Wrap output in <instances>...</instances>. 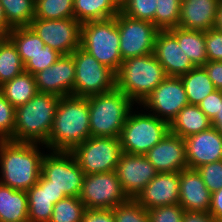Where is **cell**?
I'll return each instance as SVG.
<instances>
[{"instance_id":"7dc6e473","label":"cell","mask_w":222,"mask_h":222,"mask_svg":"<svg viewBox=\"0 0 222 222\" xmlns=\"http://www.w3.org/2000/svg\"><path fill=\"white\" fill-rule=\"evenodd\" d=\"M182 222H217L210 213L185 211Z\"/></svg>"},{"instance_id":"7a4b0ae2","label":"cell","mask_w":222,"mask_h":222,"mask_svg":"<svg viewBox=\"0 0 222 222\" xmlns=\"http://www.w3.org/2000/svg\"><path fill=\"white\" fill-rule=\"evenodd\" d=\"M38 143L0 140V183L27 191L38 182L43 153Z\"/></svg>"},{"instance_id":"f1b7e54d","label":"cell","mask_w":222,"mask_h":222,"mask_svg":"<svg viewBox=\"0 0 222 222\" xmlns=\"http://www.w3.org/2000/svg\"><path fill=\"white\" fill-rule=\"evenodd\" d=\"M180 78L191 105H199L204 98L217 90L203 66L194 67Z\"/></svg>"},{"instance_id":"1f68e13d","label":"cell","mask_w":222,"mask_h":222,"mask_svg":"<svg viewBox=\"0 0 222 222\" xmlns=\"http://www.w3.org/2000/svg\"><path fill=\"white\" fill-rule=\"evenodd\" d=\"M8 37L15 44L24 65L34 55L39 53L45 45L40 37L29 26L12 28Z\"/></svg>"},{"instance_id":"74e56055","label":"cell","mask_w":222,"mask_h":222,"mask_svg":"<svg viewBox=\"0 0 222 222\" xmlns=\"http://www.w3.org/2000/svg\"><path fill=\"white\" fill-rule=\"evenodd\" d=\"M61 56V53L45 44L44 48L24 65V70L35 75L39 71L51 67Z\"/></svg>"},{"instance_id":"484cf974","label":"cell","mask_w":222,"mask_h":222,"mask_svg":"<svg viewBox=\"0 0 222 222\" xmlns=\"http://www.w3.org/2000/svg\"><path fill=\"white\" fill-rule=\"evenodd\" d=\"M74 18L81 24L106 20L121 11V0H73Z\"/></svg>"},{"instance_id":"d6a6232c","label":"cell","mask_w":222,"mask_h":222,"mask_svg":"<svg viewBox=\"0 0 222 222\" xmlns=\"http://www.w3.org/2000/svg\"><path fill=\"white\" fill-rule=\"evenodd\" d=\"M34 18L44 20L74 18L73 0H36Z\"/></svg>"},{"instance_id":"4316f807","label":"cell","mask_w":222,"mask_h":222,"mask_svg":"<svg viewBox=\"0 0 222 222\" xmlns=\"http://www.w3.org/2000/svg\"><path fill=\"white\" fill-rule=\"evenodd\" d=\"M169 31L177 38L179 46H182L183 51L195 67L203 66L208 61L205 31L187 30L181 27L171 28Z\"/></svg>"},{"instance_id":"83f0119b","label":"cell","mask_w":222,"mask_h":222,"mask_svg":"<svg viewBox=\"0 0 222 222\" xmlns=\"http://www.w3.org/2000/svg\"><path fill=\"white\" fill-rule=\"evenodd\" d=\"M0 93L17 108L27 103L38 93L35 76L24 71L12 80L2 84Z\"/></svg>"},{"instance_id":"cb8c5ba5","label":"cell","mask_w":222,"mask_h":222,"mask_svg":"<svg viewBox=\"0 0 222 222\" xmlns=\"http://www.w3.org/2000/svg\"><path fill=\"white\" fill-rule=\"evenodd\" d=\"M212 127L211 120L198 107L188 104L183 107L169 124L170 133L183 139L208 130Z\"/></svg>"},{"instance_id":"8d00e7d4","label":"cell","mask_w":222,"mask_h":222,"mask_svg":"<svg viewBox=\"0 0 222 222\" xmlns=\"http://www.w3.org/2000/svg\"><path fill=\"white\" fill-rule=\"evenodd\" d=\"M112 210L115 222H150L148 211L135 199L129 198Z\"/></svg>"},{"instance_id":"f546056e","label":"cell","mask_w":222,"mask_h":222,"mask_svg":"<svg viewBox=\"0 0 222 222\" xmlns=\"http://www.w3.org/2000/svg\"><path fill=\"white\" fill-rule=\"evenodd\" d=\"M15 44L7 36L0 41V86L24 72Z\"/></svg>"},{"instance_id":"e575fe53","label":"cell","mask_w":222,"mask_h":222,"mask_svg":"<svg viewBox=\"0 0 222 222\" xmlns=\"http://www.w3.org/2000/svg\"><path fill=\"white\" fill-rule=\"evenodd\" d=\"M156 5L155 26L159 30L178 27L181 0H157Z\"/></svg>"},{"instance_id":"d4e9b609","label":"cell","mask_w":222,"mask_h":222,"mask_svg":"<svg viewBox=\"0 0 222 222\" xmlns=\"http://www.w3.org/2000/svg\"><path fill=\"white\" fill-rule=\"evenodd\" d=\"M0 222H29L26 191L0 183Z\"/></svg>"},{"instance_id":"7402d4cb","label":"cell","mask_w":222,"mask_h":222,"mask_svg":"<svg viewBox=\"0 0 222 222\" xmlns=\"http://www.w3.org/2000/svg\"><path fill=\"white\" fill-rule=\"evenodd\" d=\"M28 200V221L49 222L54 205L66 196L50 185L42 174L38 182L26 191Z\"/></svg>"},{"instance_id":"bcb514c9","label":"cell","mask_w":222,"mask_h":222,"mask_svg":"<svg viewBox=\"0 0 222 222\" xmlns=\"http://www.w3.org/2000/svg\"><path fill=\"white\" fill-rule=\"evenodd\" d=\"M209 213L217 222H222V188L212 193Z\"/></svg>"},{"instance_id":"52a82bcc","label":"cell","mask_w":222,"mask_h":222,"mask_svg":"<svg viewBox=\"0 0 222 222\" xmlns=\"http://www.w3.org/2000/svg\"><path fill=\"white\" fill-rule=\"evenodd\" d=\"M170 132L169 123L150 113L130 111L119 136L122 151L145 155Z\"/></svg>"},{"instance_id":"3957f363","label":"cell","mask_w":222,"mask_h":222,"mask_svg":"<svg viewBox=\"0 0 222 222\" xmlns=\"http://www.w3.org/2000/svg\"><path fill=\"white\" fill-rule=\"evenodd\" d=\"M59 96L38 92L15 110L14 134L11 141L44 145L51 133Z\"/></svg>"},{"instance_id":"2e32d148","label":"cell","mask_w":222,"mask_h":222,"mask_svg":"<svg viewBox=\"0 0 222 222\" xmlns=\"http://www.w3.org/2000/svg\"><path fill=\"white\" fill-rule=\"evenodd\" d=\"M38 92L56 96H74L75 63L73 56L62 55L51 67L35 75Z\"/></svg>"},{"instance_id":"6da1fadb","label":"cell","mask_w":222,"mask_h":222,"mask_svg":"<svg viewBox=\"0 0 222 222\" xmlns=\"http://www.w3.org/2000/svg\"><path fill=\"white\" fill-rule=\"evenodd\" d=\"M89 118L87 97H61L45 147L50 151L71 152L91 136Z\"/></svg>"},{"instance_id":"b9f144b4","label":"cell","mask_w":222,"mask_h":222,"mask_svg":"<svg viewBox=\"0 0 222 222\" xmlns=\"http://www.w3.org/2000/svg\"><path fill=\"white\" fill-rule=\"evenodd\" d=\"M205 48L208 61H222V32L215 28L205 31Z\"/></svg>"},{"instance_id":"60d3db41","label":"cell","mask_w":222,"mask_h":222,"mask_svg":"<svg viewBox=\"0 0 222 222\" xmlns=\"http://www.w3.org/2000/svg\"><path fill=\"white\" fill-rule=\"evenodd\" d=\"M147 211L150 222H182L185 212L180 204L160 206Z\"/></svg>"},{"instance_id":"ac0fdd59","label":"cell","mask_w":222,"mask_h":222,"mask_svg":"<svg viewBox=\"0 0 222 222\" xmlns=\"http://www.w3.org/2000/svg\"><path fill=\"white\" fill-rule=\"evenodd\" d=\"M153 53L169 77H181L195 67L169 30L158 31Z\"/></svg>"},{"instance_id":"30bf717a","label":"cell","mask_w":222,"mask_h":222,"mask_svg":"<svg viewBox=\"0 0 222 222\" xmlns=\"http://www.w3.org/2000/svg\"><path fill=\"white\" fill-rule=\"evenodd\" d=\"M41 174L66 197H79L85 174L71 152L44 153Z\"/></svg>"},{"instance_id":"8992f818","label":"cell","mask_w":222,"mask_h":222,"mask_svg":"<svg viewBox=\"0 0 222 222\" xmlns=\"http://www.w3.org/2000/svg\"><path fill=\"white\" fill-rule=\"evenodd\" d=\"M120 35L116 16L81 24L80 47L117 73L121 67Z\"/></svg>"},{"instance_id":"ee69618b","label":"cell","mask_w":222,"mask_h":222,"mask_svg":"<svg viewBox=\"0 0 222 222\" xmlns=\"http://www.w3.org/2000/svg\"><path fill=\"white\" fill-rule=\"evenodd\" d=\"M81 222H115L112 209H86Z\"/></svg>"},{"instance_id":"9c48e42d","label":"cell","mask_w":222,"mask_h":222,"mask_svg":"<svg viewBox=\"0 0 222 222\" xmlns=\"http://www.w3.org/2000/svg\"><path fill=\"white\" fill-rule=\"evenodd\" d=\"M84 174L115 171L122 151L116 137L90 136L71 151Z\"/></svg>"},{"instance_id":"ba28073f","label":"cell","mask_w":222,"mask_h":222,"mask_svg":"<svg viewBox=\"0 0 222 222\" xmlns=\"http://www.w3.org/2000/svg\"><path fill=\"white\" fill-rule=\"evenodd\" d=\"M71 55L75 63L74 96L89 97L116 88V73L78 47Z\"/></svg>"},{"instance_id":"f6af8a7d","label":"cell","mask_w":222,"mask_h":222,"mask_svg":"<svg viewBox=\"0 0 222 222\" xmlns=\"http://www.w3.org/2000/svg\"><path fill=\"white\" fill-rule=\"evenodd\" d=\"M203 67L216 89L222 90V61H207Z\"/></svg>"},{"instance_id":"7bdbcfd3","label":"cell","mask_w":222,"mask_h":222,"mask_svg":"<svg viewBox=\"0 0 222 222\" xmlns=\"http://www.w3.org/2000/svg\"><path fill=\"white\" fill-rule=\"evenodd\" d=\"M220 102H222V90H215L204 98L198 107L212 120L218 114Z\"/></svg>"},{"instance_id":"4fadbf2b","label":"cell","mask_w":222,"mask_h":222,"mask_svg":"<svg viewBox=\"0 0 222 222\" xmlns=\"http://www.w3.org/2000/svg\"><path fill=\"white\" fill-rule=\"evenodd\" d=\"M29 27L46 45L62 55H70L80 47L81 23L75 18L50 20L34 18Z\"/></svg>"},{"instance_id":"836d02e7","label":"cell","mask_w":222,"mask_h":222,"mask_svg":"<svg viewBox=\"0 0 222 222\" xmlns=\"http://www.w3.org/2000/svg\"><path fill=\"white\" fill-rule=\"evenodd\" d=\"M85 211L79 197H66L54 205L49 222H81Z\"/></svg>"},{"instance_id":"ab89813d","label":"cell","mask_w":222,"mask_h":222,"mask_svg":"<svg viewBox=\"0 0 222 222\" xmlns=\"http://www.w3.org/2000/svg\"><path fill=\"white\" fill-rule=\"evenodd\" d=\"M196 170L211 193L222 188V160L201 165Z\"/></svg>"},{"instance_id":"f907efd6","label":"cell","mask_w":222,"mask_h":222,"mask_svg":"<svg viewBox=\"0 0 222 222\" xmlns=\"http://www.w3.org/2000/svg\"><path fill=\"white\" fill-rule=\"evenodd\" d=\"M214 28L222 32V0L220 1L219 8L217 11L216 23Z\"/></svg>"},{"instance_id":"d590c367","label":"cell","mask_w":222,"mask_h":222,"mask_svg":"<svg viewBox=\"0 0 222 222\" xmlns=\"http://www.w3.org/2000/svg\"><path fill=\"white\" fill-rule=\"evenodd\" d=\"M157 0H121V12L131 18L150 21L155 25Z\"/></svg>"},{"instance_id":"ffe728a7","label":"cell","mask_w":222,"mask_h":222,"mask_svg":"<svg viewBox=\"0 0 222 222\" xmlns=\"http://www.w3.org/2000/svg\"><path fill=\"white\" fill-rule=\"evenodd\" d=\"M189 169L222 160V134L214 127L184 139Z\"/></svg>"},{"instance_id":"681fc988","label":"cell","mask_w":222,"mask_h":222,"mask_svg":"<svg viewBox=\"0 0 222 222\" xmlns=\"http://www.w3.org/2000/svg\"><path fill=\"white\" fill-rule=\"evenodd\" d=\"M212 127L222 134V102H220V108L218 114L211 120Z\"/></svg>"},{"instance_id":"8fae6325","label":"cell","mask_w":222,"mask_h":222,"mask_svg":"<svg viewBox=\"0 0 222 222\" xmlns=\"http://www.w3.org/2000/svg\"><path fill=\"white\" fill-rule=\"evenodd\" d=\"M79 199L86 209H112L129 198L115 171L85 174Z\"/></svg>"},{"instance_id":"e0dca14e","label":"cell","mask_w":222,"mask_h":222,"mask_svg":"<svg viewBox=\"0 0 222 222\" xmlns=\"http://www.w3.org/2000/svg\"><path fill=\"white\" fill-rule=\"evenodd\" d=\"M180 172H161L143 188L135 200L146 210L179 204Z\"/></svg>"},{"instance_id":"4dcf8cb0","label":"cell","mask_w":222,"mask_h":222,"mask_svg":"<svg viewBox=\"0 0 222 222\" xmlns=\"http://www.w3.org/2000/svg\"><path fill=\"white\" fill-rule=\"evenodd\" d=\"M36 0H0L8 26L28 27L35 17Z\"/></svg>"},{"instance_id":"44dd1931","label":"cell","mask_w":222,"mask_h":222,"mask_svg":"<svg viewBox=\"0 0 222 222\" xmlns=\"http://www.w3.org/2000/svg\"><path fill=\"white\" fill-rule=\"evenodd\" d=\"M179 204L184 211L209 213L212 193L207 189L196 169L180 172Z\"/></svg>"},{"instance_id":"7c38bea8","label":"cell","mask_w":222,"mask_h":222,"mask_svg":"<svg viewBox=\"0 0 222 222\" xmlns=\"http://www.w3.org/2000/svg\"><path fill=\"white\" fill-rule=\"evenodd\" d=\"M116 22L120 35L122 60L154 52L159 29L152 22L131 18L121 11L116 15Z\"/></svg>"},{"instance_id":"f35d334b","label":"cell","mask_w":222,"mask_h":222,"mask_svg":"<svg viewBox=\"0 0 222 222\" xmlns=\"http://www.w3.org/2000/svg\"><path fill=\"white\" fill-rule=\"evenodd\" d=\"M16 108L0 93V140H11L14 134Z\"/></svg>"},{"instance_id":"5b68a950","label":"cell","mask_w":222,"mask_h":222,"mask_svg":"<svg viewBox=\"0 0 222 222\" xmlns=\"http://www.w3.org/2000/svg\"><path fill=\"white\" fill-rule=\"evenodd\" d=\"M87 101L91 136L119 138L135 102L117 88L89 96Z\"/></svg>"},{"instance_id":"603a6c76","label":"cell","mask_w":222,"mask_h":222,"mask_svg":"<svg viewBox=\"0 0 222 222\" xmlns=\"http://www.w3.org/2000/svg\"><path fill=\"white\" fill-rule=\"evenodd\" d=\"M221 0H181L178 27L207 31L214 28Z\"/></svg>"},{"instance_id":"9a60e30c","label":"cell","mask_w":222,"mask_h":222,"mask_svg":"<svg viewBox=\"0 0 222 222\" xmlns=\"http://www.w3.org/2000/svg\"><path fill=\"white\" fill-rule=\"evenodd\" d=\"M117 178L128 198L135 199L158 173L145 155L122 153L115 168Z\"/></svg>"},{"instance_id":"277c9868","label":"cell","mask_w":222,"mask_h":222,"mask_svg":"<svg viewBox=\"0 0 222 222\" xmlns=\"http://www.w3.org/2000/svg\"><path fill=\"white\" fill-rule=\"evenodd\" d=\"M167 75L154 53L123 60L116 73V88L139 105Z\"/></svg>"},{"instance_id":"c3c4849f","label":"cell","mask_w":222,"mask_h":222,"mask_svg":"<svg viewBox=\"0 0 222 222\" xmlns=\"http://www.w3.org/2000/svg\"><path fill=\"white\" fill-rule=\"evenodd\" d=\"M11 28L8 26L2 5L0 3V35L7 37Z\"/></svg>"},{"instance_id":"d6986e66","label":"cell","mask_w":222,"mask_h":222,"mask_svg":"<svg viewBox=\"0 0 222 222\" xmlns=\"http://www.w3.org/2000/svg\"><path fill=\"white\" fill-rule=\"evenodd\" d=\"M145 156L158 173L181 172L188 168L185 141L182 137L170 132Z\"/></svg>"},{"instance_id":"5bb4252c","label":"cell","mask_w":222,"mask_h":222,"mask_svg":"<svg viewBox=\"0 0 222 222\" xmlns=\"http://www.w3.org/2000/svg\"><path fill=\"white\" fill-rule=\"evenodd\" d=\"M189 104L184 85L180 77H169L161 82L141 103L151 109L153 115L171 123L179 111Z\"/></svg>"}]
</instances>
